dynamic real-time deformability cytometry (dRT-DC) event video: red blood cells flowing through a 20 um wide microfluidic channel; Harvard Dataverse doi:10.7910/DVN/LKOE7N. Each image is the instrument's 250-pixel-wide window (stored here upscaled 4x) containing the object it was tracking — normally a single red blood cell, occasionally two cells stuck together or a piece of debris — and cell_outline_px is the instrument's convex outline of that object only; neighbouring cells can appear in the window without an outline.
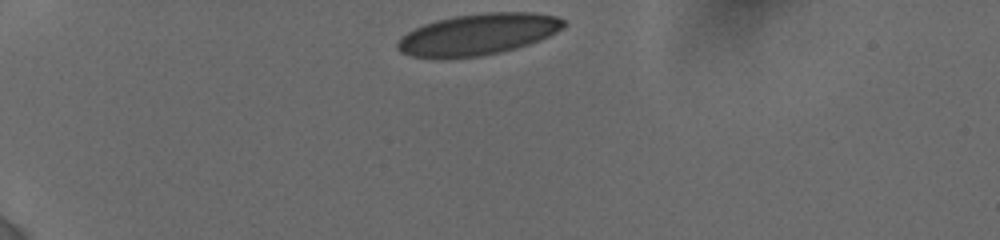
{"species": "human", "species_latin": "Homo sapiens", "temperature_condition": "cold", "stored_images_in_passage": 33, "camera_frame_rate_fps": 3000, "um_per_image_px": 0.085, "donor": {"sex": "female"}, "frame": {"image": 1, "passage_image": 1, "time_ms": 0.0, "image_size_px": [1000, 240], "cell_outline_px": [[568, 24], [564, 28], [540, 40], [516, 48], [500, 52], [480, 56], [440, 60], [436, 60], [412, 56], [400, 52], [396, 48], [396, 44], [400, 36], [424, 24], [436, 20], [456, 16], [484, 12], [532, 12], [556, 16], [564, 20]], "centroid_in_image_um": [40.6, 2.94], "position_along_channel_um": 44.4, "area_um2": 40.58}}
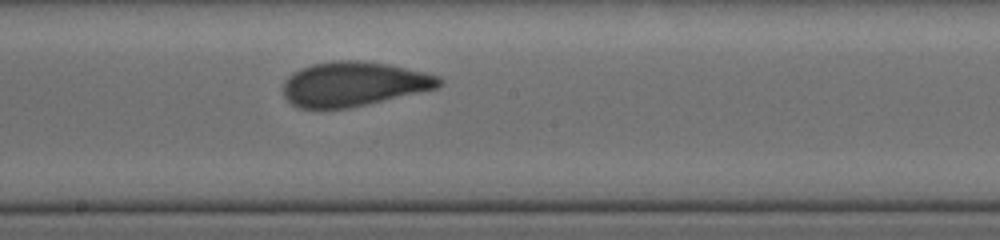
{"frame": {"image": 2, "passage_image": 17, "time_ms": 6.0, "image_size_px": [1000, 240], "cell_outline_px": [[444, 84], [436, 88], [348, 108], [300, 108], [292, 104], [284, 96], [284, 80], [292, 72], [300, 68], [312, 64], [332, 60], [356, 60], [388, 64], [424, 72], [440, 76], [444, 80]], "centroid_in_image_um": [30.05, 7.12], "position_along_channel_um": 218.2, "area_um2": 40.29}}
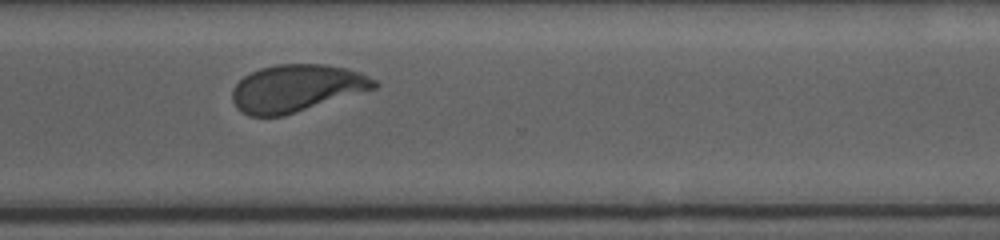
{"frame": {"image": 3, "passage_image": 32, "time_ms": 9.333, "image_size_px": [1000, 240], "cell_outline_px": [[380, 84], [376, 88], [284, 116], [248, 116], [236, 108], [232, 100], [232, 88], [244, 76], [260, 68], [276, 64], [324, 64], [348, 68], [360, 72], [376, 80]], "centroid_in_image_um": [25.2, 7.5], "position_along_channel_um": 345.4, "area_um2": 39.25}}